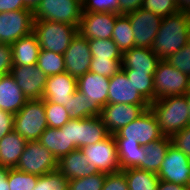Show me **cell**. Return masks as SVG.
Masks as SVG:
<instances>
[{
  "instance_id": "ffe728a7",
  "label": "cell",
  "mask_w": 190,
  "mask_h": 190,
  "mask_svg": "<svg viewBox=\"0 0 190 190\" xmlns=\"http://www.w3.org/2000/svg\"><path fill=\"white\" fill-rule=\"evenodd\" d=\"M109 80L108 77L87 72L77 79V90L102 109L108 104Z\"/></svg>"
},
{
  "instance_id": "7dc6e473",
  "label": "cell",
  "mask_w": 190,
  "mask_h": 190,
  "mask_svg": "<svg viewBox=\"0 0 190 190\" xmlns=\"http://www.w3.org/2000/svg\"><path fill=\"white\" fill-rule=\"evenodd\" d=\"M144 0H119V15L137 11Z\"/></svg>"
},
{
  "instance_id": "ac0fdd59",
  "label": "cell",
  "mask_w": 190,
  "mask_h": 190,
  "mask_svg": "<svg viewBox=\"0 0 190 190\" xmlns=\"http://www.w3.org/2000/svg\"><path fill=\"white\" fill-rule=\"evenodd\" d=\"M108 104L150 105L122 69L109 80Z\"/></svg>"
},
{
  "instance_id": "44dd1931",
  "label": "cell",
  "mask_w": 190,
  "mask_h": 190,
  "mask_svg": "<svg viewBox=\"0 0 190 190\" xmlns=\"http://www.w3.org/2000/svg\"><path fill=\"white\" fill-rule=\"evenodd\" d=\"M161 58L152 48L133 47L122 53V69L154 74Z\"/></svg>"
},
{
  "instance_id": "db71d44e",
  "label": "cell",
  "mask_w": 190,
  "mask_h": 190,
  "mask_svg": "<svg viewBox=\"0 0 190 190\" xmlns=\"http://www.w3.org/2000/svg\"><path fill=\"white\" fill-rule=\"evenodd\" d=\"M185 97H186V99H187V104H188L189 111H190V91H188V92L185 94Z\"/></svg>"
},
{
  "instance_id": "6da1fadb",
  "label": "cell",
  "mask_w": 190,
  "mask_h": 190,
  "mask_svg": "<svg viewBox=\"0 0 190 190\" xmlns=\"http://www.w3.org/2000/svg\"><path fill=\"white\" fill-rule=\"evenodd\" d=\"M190 38V13L178 11L163 17L152 49L166 60L188 44Z\"/></svg>"
},
{
  "instance_id": "b9f144b4",
  "label": "cell",
  "mask_w": 190,
  "mask_h": 190,
  "mask_svg": "<svg viewBox=\"0 0 190 190\" xmlns=\"http://www.w3.org/2000/svg\"><path fill=\"white\" fill-rule=\"evenodd\" d=\"M166 61L177 70L190 76V45H185L182 49L168 57Z\"/></svg>"
},
{
  "instance_id": "f35d334b",
  "label": "cell",
  "mask_w": 190,
  "mask_h": 190,
  "mask_svg": "<svg viewBox=\"0 0 190 190\" xmlns=\"http://www.w3.org/2000/svg\"><path fill=\"white\" fill-rule=\"evenodd\" d=\"M122 60L92 58L89 72L111 78L122 69Z\"/></svg>"
},
{
  "instance_id": "5b68a950",
  "label": "cell",
  "mask_w": 190,
  "mask_h": 190,
  "mask_svg": "<svg viewBox=\"0 0 190 190\" xmlns=\"http://www.w3.org/2000/svg\"><path fill=\"white\" fill-rule=\"evenodd\" d=\"M62 129H67L68 146L76 149L95 144L111 135L100 116L71 119Z\"/></svg>"
},
{
  "instance_id": "7402d4cb",
  "label": "cell",
  "mask_w": 190,
  "mask_h": 190,
  "mask_svg": "<svg viewBox=\"0 0 190 190\" xmlns=\"http://www.w3.org/2000/svg\"><path fill=\"white\" fill-rule=\"evenodd\" d=\"M57 170L68 180L79 179L98 173L96 167L88 163L87 157L80 149H76L57 162Z\"/></svg>"
},
{
  "instance_id": "ab89813d",
  "label": "cell",
  "mask_w": 190,
  "mask_h": 190,
  "mask_svg": "<svg viewBox=\"0 0 190 190\" xmlns=\"http://www.w3.org/2000/svg\"><path fill=\"white\" fill-rule=\"evenodd\" d=\"M141 8L162 18L179 11L176 0H144Z\"/></svg>"
},
{
  "instance_id": "d6a6232c",
  "label": "cell",
  "mask_w": 190,
  "mask_h": 190,
  "mask_svg": "<svg viewBox=\"0 0 190 190\" xmlns=\"http://www.w3.org/2000/svg\"><path fill=\"white\" fill-rule=\"evenodd\" d=\"M36 66L40 68L47 77L63 73L65 72L64 54L41 49Z\"/></svg>"
},
{
  "instance_id": "2e32d148",
  "label": "cell",
  "mask_w": 190,
  "mask_h": 190,
  "mask_svg": "<svg viewBox=\"0 0 190 190\" xmlns=\"http://www.w3.org/2000/svg\"><path fill=\"white\" fill-rule=\"evenodd\" d=\"M10 74L28 100L42 99L47 76L36 65L13 66Z\"/></svg>"
},
{
  "instance_id": "f546056e",
  "label": "cell",
  "mask_w": 190,
  "mask_h": 190,
  "mask_svg": "<svg viewBox=\"0 0 190 190\" xmlns=\"http://www.w3.org/2000/svg\"><path fill=\"white\" fill-rule=\"evenodd\" d=\"M129 190H157L160 179L157 174L138 168L122 170Z\"/></svg>"
},
{
  "instance_id": "83f0119b",
  "label": "cell",
  "mask_w": 190,
  "mask_h": 190,
  "mask_svg": "<svg viewBox=\"0 0 190 190\" xmlns=\"http://www.w3.org/2000/svg\"><path fill=\"white\" fill-rule=\"evenodd\" d=\"M170 145L171 139L167 136L144 145L145 156L142 157V170L158 174Z\"/></svg>"
},
{
  "instance_id": "e0dca14e",
  "label": "cell",
  "mask_w": 190,
  "mask_h": 190,
  "mask_svg": "<svg viewBox=\"0 0 190 190\" xmlns=\"http://www.w3.org/2000/svg\"><path fill=\"white\" fill-rule=\"evenodd\" d=\"M116 13H82L78 32L86 39H111Z\"/></svg>"
},
{
  "instance_id": "277c9868",
  "label": "cell",
  "mask_w": 190,
  "mask_h": 190,
  "mask_svg": "<svg viewBox=\"0 0 190 190\" xmlns=\"http://www.w3.org/2000/svg\"><path fill=\"white\" fill-rule=\"evenodd\" d=\"M47 127L43 99L28 100L14 114V131L27 141H38Z\"/></svg>"
},
{
  "instance_id": "74e56055",
  "label": "cell",
  "mask_w": 190,
  "mask_h": 190,
  "mask_svg": "<svg viewBox=\"0 0 190 190\" xmlns=\"http://www.w3.org/2000/svg\"><path fill=\"white\" fill-rule=\"evenodd\" d=\"M106 173L98 172L90 176L69 180L68 190H102Z\"/></svg>"
},
{
  "instance_id": "f907efd6",
  "label": "cell",
  "mask_w": 190,
  "mask_h": 190,
  "mask_svg": "<svg viewBox=\"0 0 190 190\" xmlns=\"http://www.w3.org/2000/svg\"><path fill=\"white\" fill-rule=\"evenodd\" d=\"M9 169L0 165V190H10L8 183Z\"/></svg>"
},
{
  "instance_id": "7bdbcfd3",
  "label": "cell",
  "mask_w": 190,
  "mask_h": 190,
  "mask_svg": "<svg viewBox=\"0 0 190 190\" xmlns=\"http://www.w3.org/2000/svg\"><path fill=\"white\" fill-rule=\"evenodd\" d=\"M102 190H129L124 172L106 173Z\"/></svg>"
},
{
  "instance_id": "ee69618b",
  "label": "cell",
  "mask_w": 190,
  "mask_h": 190,
  "mask_svg": "<svg viewBox=\"0 0 190 190\" xmlns=\"http://www.w3.org/2000/svg\"><path fill=\"white\" fill-rule=\"evenodd\" d=\"M170 139L171 145L181 150L190 159V125L173 134Z\"/></svg>"
},
{
  "instance_id": "603a6c76",
  "label": "cell",
  "mask_w": 190,
  "mask_h": 190,
  "mask_svg": "<svg viewBox=\"0 0 190 190\" xmlns=\"http://www.w3.org/2000/svg\"><path fill=\"white\" fill-rule=\"evenodd\" d=\"M28 101L13 76L8 73L0 75V109L16 114Z\"/></svg>"
},
{
  "instance_id": "836d02e7",
  "label": "cell",
  "mask_w": 190,
  "mask_h": 190,
  "mask_svg": "<svg viewBox=\"0 0 190 190\" xmlns=\"http://www.w3.org/2000/svg\"><path fill=\"white\" fill-rule=\"evenodd\" d=\"M92 58L122 60V52L112 39H88Z\"/></svg>"
},
{
  "instance_id": "7c38bea8",
  "label": "cell",
  "mask_w": 190,
  "mask_h": 190,
  "mask_svg": "<svg viewBox=\"0 0 190 190\" xmlns=\"http://www.w3.org/2000/svg\"><path fill=\"white\" fill-rule=\"evenodd\" d=\"M125 15L131 22L135 47L152 48L162 17L142 8Z\"/></svg>"
},
{
  "instance_id": "484cf974",
  "label": "cell",
  "mask_w": 190,
  "mask_h": 190,
  "mask_svg": "<svg viewBox=\"0 0 190 190\" xmlns=\"http://www.w3.org/2000/svg\"><path fill=\"white\" fill-rule=\"evenodd\" d=\"M38 141L45 146L57 160L76 150L68 146L67 129L47 127Z\"/></svg>"
},
{
  "instance_id": "4316f807",
  "label": "cell",
  "mask_w": 190,
  "mask_h": 190,
  "mask_svg": "<svg viewBox=\"0 0 190 190\" xmlns=\"http://www.w3.org/2000/svg\"><path fill=\"white\" fill-rule=\"evenodd\" d=\"M121 170L138 168L142 170V157L145 156L143 146L138 141H126L125 138H114Z\"/></svg>"
},
{
  "instance_id": "9a60e30c",
  "label": "cell",
  "mask_w": 190,
  "mask_h": 190,
  "mask_svg": "<svg viewBox=\"0 0 190 190\" xmlns=\"http://www.w3.org/2000/svg\"><path fill=\"white\" fill-rule=\"evenodd\" d=\"M150 105L107 104L101 109L100 117L111 135L137 119Z\"/></svg>"
},
{
  "instance_id": "cb8c5ba5",
  "label": "cell",
  "mask_w": 190,
  "mask_h": 190,
  "mask_svg": "<svg viewBox=\"0 0 190 190\" xmlns=\"http://www.w3.org/2000/svg\"><path fill=\"white\" fill-rule=\"evenodd\" d=\"M13 66L36 65L40 53V45L37 36L31 34L22 37L11 44Z\"/></svg>"
},
{
  "instance_id": "9c48e42d",
  "label": "cell",
  "mask_w": 190,
  "mask_h": 190,
  "mask_svg": "<svg viewBox=\"0 0 190 190\" xmlns=\"http://www.w3.org/2000/svg\"><path fill=\"white\" fill-rule=\"evenodd\" d=\"M114 138L138 141L141 146L164 137L151 109H146L137 119L113 134Z\"/></svg>"
},
{
  "instance_id": "3957f363",
  "label": "cell",
  "mask_w": 190,
  "mask_h": 190,
  "mask_svg": "<svg viewBox=\"0 0 190 190\" xmlns=\"http://www.w3.org/2000/svg\"><path fill=\"white\" fill-rule=\"evenodd\" d=\"M78 28L49 20H38L33 23V33L37 36L40 48L58 54H64L77 35Z\"/></svg>"
},
{
  "instance_id": "4fadbf2b",
  "label": "cell",
  "mask_w": 190,
  "mask_h": 190,
  "mask_svg": "<svg viewBox=\"0 0 190 190\" xmlns=\"http://www.w3.org/2000/svg\"><path fill=\"white\" fill-rule=\"evenodd\" d=\"M157 176L160 180L166 182L188 186L190 179V159L181 150L170 145Z\"/></svg>"
},
{
  "instance_id": "30bf717a",
  "label": "cell",
  "mask_w": 190,
  "mask_h": 190,
  "mask_svg": "<svg viewBox=\"0 0 190 190\" xmlns=\"http://www.w3.org/2000/svg\"><path fill=\"white\" fill-rule=\"evenodd\" d=\"M33 11L20 9L0 13V43L13 44L33 32Z\"/></svg>"
},
{
  "instance_id": "d6986e66",
  "label": "cell",
  "mask_w": 190,
  "mask_h": 190,
  "mask_svg": "<svg viewBox=\"0 0 190 190\" xmlns=\"http://www.w3.org/2000/svg\"><path fill=\"white\" fill-rule=\"evenodd\" d=\"M77 90V79L66 72L47 77L43 100L65 106Z\"/></svg>"
},
{
  "instance_id": "5bb4252c",
  "label": "cell",
  "mask_w": 190,
  "mask_h": 190,
  "mask_svg": "<svg viewBox=\"0 0 190 190\" xmlns=\"http://www.w3.org/2000/svg\"><path fill=\"white\" fill-rule=\"evenodd\" d=\"M91 59L88 39L78 32L64 52L65 72L78 79L89 72Z\"/></svg>"
},
{
  "instance_id": "8992f818",
  "label": "cell",
  "mask_w": 190,
  "mask_h": 190,
  "mask_svg": "<svg viewBox=\"0 0 190 190\" xmlns=\"http://www.w3.org/2000/svg\"><path fill=\"white\" fill-rule=\"evenodd\" d=\"M82 0H40L33 11L34 21L49 20L79 27Z\"/></svg>"
},
{
  "instance_id": "f1b7e54d",
  "label": "cell",
  "mask_w": 190,
  "mask_h": 190,
  "mask_svg": "<svg viewBox=\"0 0 190 190\" xmlns=\"http://www.w3.org/2000/svg\"><path fill=\"white\" fill-rule=\"evenodd\" d=\"M71 119H85L100 116L101 108L92 100L85 98L84 94L76 90L64 106Z\"/></svg>"
},
{
  "instance_id": "8fae6325",
  "label": "cell",
  "mask_w": 190,
  "mask_h": 190,
  "mask_svg": "<svg viewBox=\"0 0 190 190\" xmlns=\"http://www.w3.org/2000/svg\"><path fill=\"white\" fill-rule=\"evenodd\" d=\"M80 150L87 157L88 163L96 167L99 172L108 174L121 170L113 135L95 144L82 147Z\"/></svg>"
},
{
  "instance_id": "f6af8a7d",
  "label": "cell",
  "mask_w": 190,
  "mask_h": 190,
  "mask_svg": "<svg viewBox=\"0 0 190 190\" xmlns=\"http://www.w3.org/2000/svg\"><path fill=\"white\" fill-rule=\"evenodd\" d=\"M13 67L12 48L10 44L0 43V75L8 74Z\"/></svg>"
},
{
  "instance_id": "681fc988",
  "label": "cell",
  "mask_w": 190,
  "mask_h": 190,
  "mask_svg": "<svg viewBox=\"0 0 190 190\" xmlns=\"http://www.w3.org/2000/svg\"><path fill=\"white\" fill-rule=\"evenodd\" d=\"M157 190H189V188L188 186H183V185L160 180Z\"/></svg>"
},
{
  "instance_id": "816d5d0a",
  "label": "cell",
  "mask_w": 190,
  "mask_h": 190,
  "mask_svg": "<svg viewBox=\"0 0 190 190\" xmlns=\"http://www.w3.org/2000/svg\"><path fill=\"white\" fill-rule=\"evenodd\" d=\"M179 11L190 13V0H177Z\"/></svg>"
},
{
  "instance_id": "f5cc1de1",
  "label": "cell",
  "mask_w": 190,
  "mask_h": 190,
  "mask_svg": "<svg viewBox=\"0 0 190 190\" xmlns=\"http://www.w3.org/2000/svg\"><path fill=\"white\" fill-rule=\"evenodd\" d=\"M39 1L40 0H22L23 5L32 11H34V9L37 7Z\"/></svg>"
},
{
  "instance_id": "bcb514c9",
  "label": "cell",
  "mask_w": 190,
  "mask_h": 190,
  "mask_svg": "<svg viewBox=\"0 0 190 190\" xmlns=\"http://www.w3.org/2000/svg\"><path fill=\"white\" fill-rule=\"evenodd\" d=\"M14 130V115L0 109V139Z\"/></svg>"
},
{
  "instance_id": "d590c367",
  "label": "cell",
  "mask_w": 190,
  "mask_h": 190,
  "mask_svg": "<svg viewBox=\"0 0 190 190\" xmlns=\"http://www.w3.org/2000/svg\"><path fill=\"white\" fill-rule=\"evenodd\" d=\"M38 177V175L24 173L16 168H11L8 176L10 190H33Z\"/></svg>"
},
{
  "instance_id": "8d00e7d4",
  "label": "cell",
  "mask_w": 190,
  "mask_h": 190,
  "mask_svg": "<svg viewBox=\"0 0 190 190\" xmlns=\"http://www.w3.org/2000/svg\"><path fill=\"white\" fill-rule=\"evenodd\" d=\"M69 180L58 170L39 176L33 190H68Z\"/></svg>"
},
{
  "instance_id": "e575fe53",
  "label": "cell",
  "mask_w": 190,
  "mask_h": 190,
  "mask_svg": "<svg viewBox=\"0 0 190 190\" xmlns=\"http://www.w3.org/2000/svg\"><path fill=\"white\" fill-rule=\"evenodd\" d=\"M47 125L50 128H62L69 120L70 114L64 106L44 100Z\"/></svg>"
},
{
  "instance_id": "60d3db41",
  "label": "cell",
  "mask_w": 190,
  "mask_h": 190,
  "mask_svg": "<svg viewBox=\"0 0 190 190\" xmlns=\"http://www.w3.org/2000/svg\"><path fill=\"white\" fill-rule=\"evenodd\" d=\"M82 13H116L119 15V0H82Z\"/></svg>"
},
{
  "instance_id": "ba28073f",
  "label": "cell",
  "mask_w": 190,
  "mask_h": 190,
  "mask_svg": "<svg viewBox=\"0 0 190 190\" xmlns=\"http://www.w3.org/2000/svg\"><path fill=\"white\" fill-rule=\"evenodd\" d=\"M57 162L55 156L39 141H27L16 169L42 176L56 171Z\"/></svg>"
},
{
  "instance_id": "52a82bcc",
  "label": "cell",
  "mask_w": 190,
  "mask_h": 190,
  "mask_svg": "<svg viewBox=\"0 0 190 190\" xmlns=\"http://www.w3.org/2000/svg\"><path fill=\"white\" fill-rule=\"evenodd\" d=\"M154 101L166 96L185 95L189 91L190 76L161 60L153 75Z\"/></svg>"
},
{
  "instance_id": "7a4b0ae2",
  "label": "cell",
  "mask_w": 190,
  "mask_h": 190,
  "mask_svg": "<svg viewBox=\"0 0 190 190\" xmlns=\"http://www.w3.org/2000/svg\"><path fill=\"white\" fill-rule=\"evenodd\" d=\"M164 136L171 137L190 125V111L185 95L166 96L150 104Z\"/></svg>"
},
{
  "instance_id": "d4e9b609",
  "label": "cell",
  "mask_w": 190,
  "mask_h": 190,
  "mask_svg": "<svg viewBox=\"0 0 190 190\" xmlns=\"http://www.w3.org/2000/svg\"><path fill=\"white\" fill-rule=\"evenodd\" d=\"M27 140L14 130L0 139V165L16 168Z\"/></svg>"
},
{
  "instance_id": "4dcf8cb0",
  "label": "cell",
  "mask_w": 190,
  "mask_h": 190,
  "mask_svg": "<svg viewBox=\"0 0 190 190\" xmlns=\"http://www.w3.org/2000/svg\"><path fill=\"white\" fill-rule=\"evenodd\" d=\"M111 39L122 53L135 47L131 22L125 14H121L116 18Z\"/></svg>"
},
{
  "instance_id": "c3c4849f",
  "label": "cell",
  "mask_w": 190,
  "mask_h": 190,
  "mask_svg": "<svg viewBox=\"0 0 190 190\" xmlns=\"http://www.w3.org/2000/svg\"><path fill=\"white\" fill-rule=\"evenodd\" d=\"M28 9L23 5L22 0H0V13Z\"/></svg>"
},
{
  "instance_id": "1f68e13d",
  "label": "cell",
  "mask_w": 190,
  "mask_h": 190,
  "mask_svg": "<svg viewBox=\"0 0 190 190\" xmlns=\"http://www.w3.org/2000/svg\"><path fill=\"white\" fill-rule=\"evenodd\" d=\"M128 79L132 81L139 94L149 103L154 102V74L147 72L135 71L132 69H122Z\"/></svg>"
}]
</instances>
